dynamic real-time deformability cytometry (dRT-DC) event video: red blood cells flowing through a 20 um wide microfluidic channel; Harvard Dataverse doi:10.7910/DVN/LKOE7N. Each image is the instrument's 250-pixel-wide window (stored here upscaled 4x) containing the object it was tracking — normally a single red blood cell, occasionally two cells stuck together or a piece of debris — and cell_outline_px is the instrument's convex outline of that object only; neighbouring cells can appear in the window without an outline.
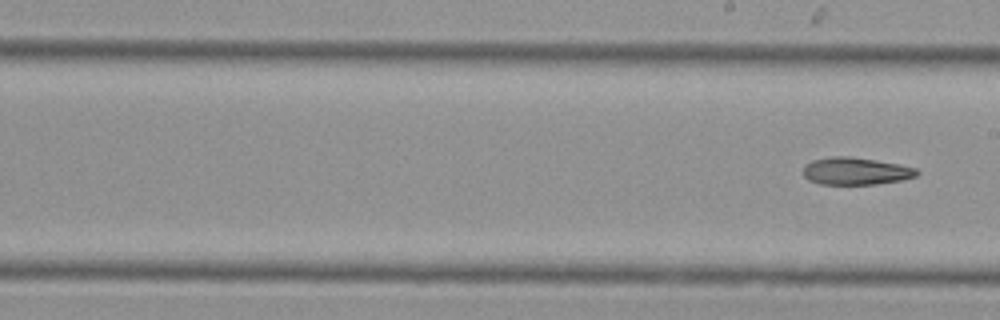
{"species": "Egyptian fruit bat (a non-hibernating species)", "species_latin": "Rousettus aegyptiacus", "temperature_condition": "cold", "stored_images_in_passage": 10, "camera_frame_rate_fps": 3000, "um_per_image_px": 0.085, "animal": {"sex": "female"}, "frame": {"image": 1, "passage_image": 10, "time_ms": 11.667, "image_size_px": [1000, 320], "cell_outline_px": [[920, 172], [916, 176], [900, 180], [876, 184], [820, 184], [808, 180], [804, 176], [804, 164], [812, 160], [832, 156], [848, 156], [876, 160], [916, 168]], "centroid_in_image_um": [72.7, 14.54], "position_along_channel_um": 216.3, "area_um2": 18.03}}